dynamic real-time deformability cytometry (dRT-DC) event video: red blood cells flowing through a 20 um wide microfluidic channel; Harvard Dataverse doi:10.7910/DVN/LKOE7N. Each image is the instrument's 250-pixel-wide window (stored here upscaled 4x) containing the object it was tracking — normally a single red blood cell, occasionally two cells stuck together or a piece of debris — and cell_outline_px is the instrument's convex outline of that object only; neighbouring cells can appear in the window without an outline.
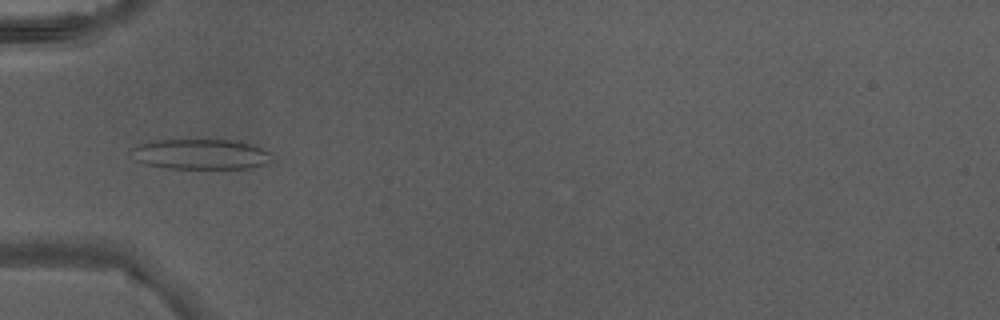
{"species": "Egyptian fruit bat (a non-hibernating species)", "species_latin": "Rousettus aegyptiacus", "temperature_condition": "warm", "stored_images_in_passage": 6, "camera_frame_rate_fps": 3000, "um_per_image_px": 0.085, "animal": {"sex": "male"}, "frame": {"image": 1, "passage_image": 4, "time_ms": 1.0, "image_size_px": [1000, 320], "cell_outline_px": [[272, 160], [268, 164], [252, 168], [168, 168], [144, 164], [136, 160], [128, 152], [132, 148], [140, 144], [156, 140], [240, 140], [252, 144], [272, 152]], "centroid_in_image_um": [17.11, 13.1], "position_along_channel_um": 67.9, "area_um2": 25.14}}